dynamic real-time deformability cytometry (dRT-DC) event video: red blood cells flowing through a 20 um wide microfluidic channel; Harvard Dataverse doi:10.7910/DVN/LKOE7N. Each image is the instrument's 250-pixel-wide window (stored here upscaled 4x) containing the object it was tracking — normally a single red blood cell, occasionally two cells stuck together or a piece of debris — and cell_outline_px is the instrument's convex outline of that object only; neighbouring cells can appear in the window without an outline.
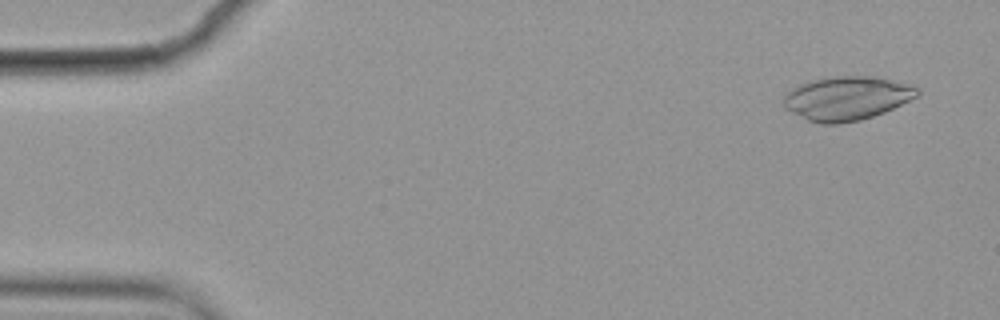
{"species": "common noctule bat (a hibernating species)", "species_latin": "Nyctalus noctula", "temperature_condition": "cold", "stored_images_in_passage": 56, "camera_frame_rate_fps": 3000, "um_per_image_px": 0.085, "animal": {"sex": "female", "body_mass_g": 19.9}, "frame": {"image": 1, "passage_image": 3, "time_ms": 0.667, "image_size_px": [1000, 320], "cell_outline_px": [[920, 92], [916, 96], [884, 112], [860, 120], [836, 124], [820, 124], [808, 120], [784, 108], [784, 96], [792, 88], [808, 80], [832, 76], [872, 76], [908, 84], [920, 88]], "centroid_in_image_um": [71.94, 8.35], "position_along_channel_um": 13.1, "area_um2": 33.93}}
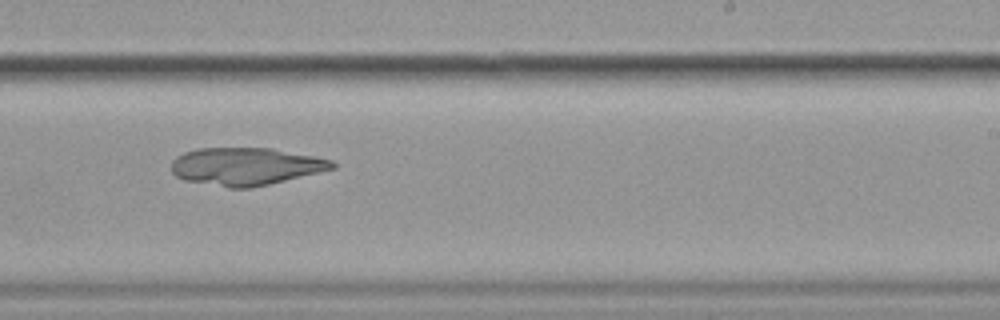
{"frame": {"image": 2, "passage_image": 34, "time_ms": 11.0, "image_size_px": [1000, 320], "cell_outline_px": [[336, 168], [268, 184], [248, 188], [228, 188], [184, 180], [176, 176], [172, 172], [172, 160], [176, 156], [184, 152], [196, 148], [272, 148], [332, 160], [336, 164]], "centroid_in_image_um": [20.85, 14.14], "position_along_channel_um": 268.2, "area_um2": 35.14}}
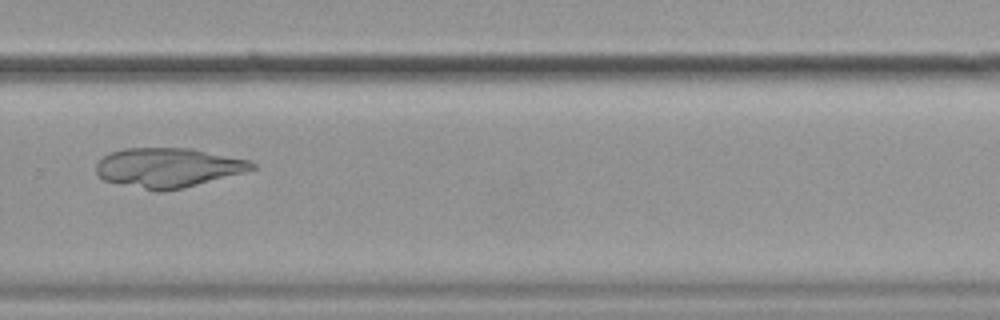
{"frame": {"image": 3, "passage_image": 38, "time_ms": 12.333, "image_size_px": [1000, 320], "cell_outline_px": [[256, 168], [244, 172], [164, 192], [156, 192], [104, 180], [96, 172], [96, 164], [104, 156], [112, 152], [124, 148], [192, 148], [248, 160], [256, 164]], "centroid_in_image_um": [14.27, 14.24], "position_along_channel_um": 315.5, "area_um2": 35.55}}